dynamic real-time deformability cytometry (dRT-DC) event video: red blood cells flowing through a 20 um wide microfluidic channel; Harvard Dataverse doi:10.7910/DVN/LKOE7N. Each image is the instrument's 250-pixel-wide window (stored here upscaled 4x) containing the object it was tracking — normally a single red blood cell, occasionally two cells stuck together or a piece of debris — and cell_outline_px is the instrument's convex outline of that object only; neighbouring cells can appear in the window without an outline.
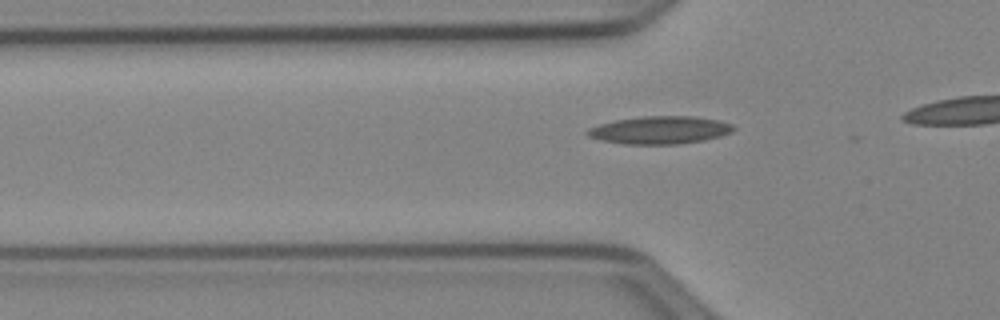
{"species": "Egyptian fruit bat (a non-hibernating species)", "species_latin": "Rousettus aegyptiacus", "temperature_condition": "cold", "stored_images_in_passage": 30, "camera_frame_rate_fps": 3000, "um_per_image_px": 0.085, "animal": {"sex": "female"}, "frame": {"image": 1, "passage_image": 5, "time_ms": 1.333, "image_size_px": [1000, 320], "cell_outline_px": [[736, 128], [732, 132], [720, 136], [704, 140], [676, 144], [624, 144], [600, 140], [588, 136], [584, 132], [588, 128], [600, 124], [616, 120], [644, 116], [692, 116], [720, 120], [732, 124]], "centroid_in_image_um": [56.09, 11.05], "position_along_channel_um": 69.7, "area_um2": 23.64}}
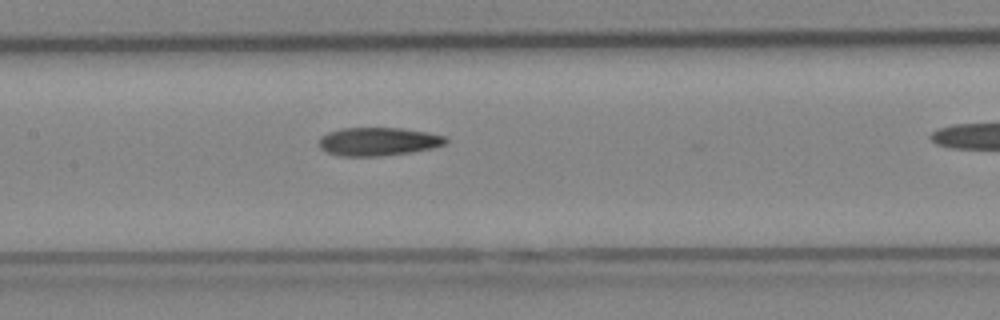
{"frame": {"image": 2, "passage_image": 13, "time_ms": 4.0, "image_size_px": [1000, 320], "cell_outline_px": [[448, 140], [444, 144], [432, 148], [412, 152], [384, 156], [340, 156], [328, 152], [320, 148], [316, 144], [320, 136], [328, 132], [344, 128], [400, 128], [428, 132], [444, 136]], "centroid_in_image_um": [32.11, 12.03], "position_along_channel_um": 175.3, "area_um2": 21.04}}
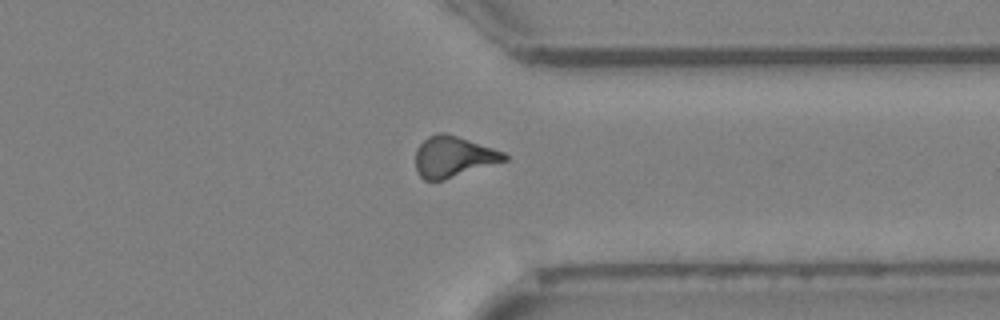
{"frame": {"image": 3, "passage_image": 28, "time_ms": 9.0, "image_size_px": [1000, 320], "cell_outline_px": [[508, 160], [444, 180], [424, 180], [420, 176], [416, 168], [416, 148], [428, 136], [436, 132], [444, 132], [504, 152], [508, 156]], "centroid_in_image_um": [38.52, 13.32], "position_along_channel_um": 372.9, "area_um2": 21.04}}